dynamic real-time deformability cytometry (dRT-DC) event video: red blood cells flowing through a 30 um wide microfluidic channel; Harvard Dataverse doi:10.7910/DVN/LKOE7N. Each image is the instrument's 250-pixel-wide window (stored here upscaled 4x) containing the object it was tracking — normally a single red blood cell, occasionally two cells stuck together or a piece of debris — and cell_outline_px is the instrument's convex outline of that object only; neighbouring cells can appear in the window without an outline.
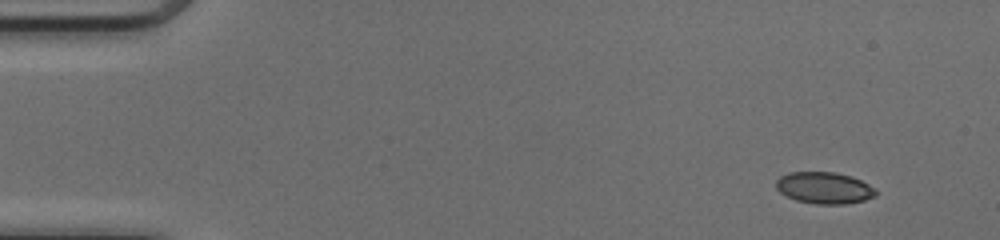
{"species": "common noctule bat (a hibernating species)", "species_latin": "Nyctalus noctula", "temperature_condition": "cold", "stored_images_in_passage": 50, "camera_frame_rate_fps": 3000, "um_per_image_px": 0.085, "animal": {"sex": "female", "body_mass_g": 17.0, "forearm_length_mm": 48.0}, "frame": {"image": 1, "passage_image": 4, "time_ms": 1.0, "image_size_px": [1000, 240], "cell_outline_px": [[876, 196], [864, 200], [844, 204], [816, 204], [796, 200], [780, 192], [776, 188], [776, 180], [780, 176], [788, 172], [836, 172], [852, 176], [876, 188]], "centroid_in_image_um": [70.07, 15.96], "position_along_channel_um": 14.9, "area_um2": 18.44}}
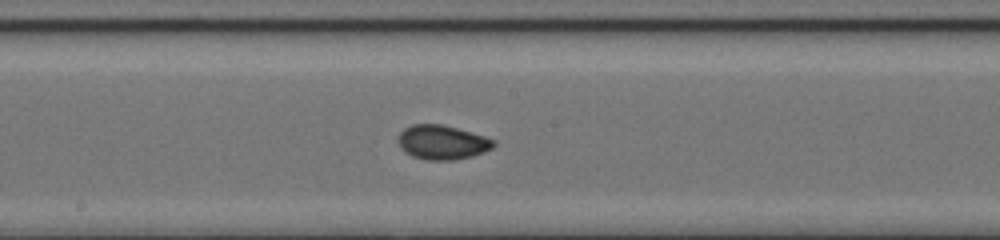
{"frame": {"image": 2, "passage_image": 27, "time_ms": 8.667, "image_size_px": [1000, 240], "cell_outline_px": [[496, 144], [492, 148], [484, 152], [472, 156], [452, 160], [428, 160], [412, 156], [404, 152], [400, 148], [396, 140], [400, 132], [404, 128], [412, 124], [440, 124], [456, 128], [484, 136], [496, 140]], "centroid_in_image_um": [37.56, 12.1], "position_along_channel_um": 210.6, "area_um2": 19.19}}
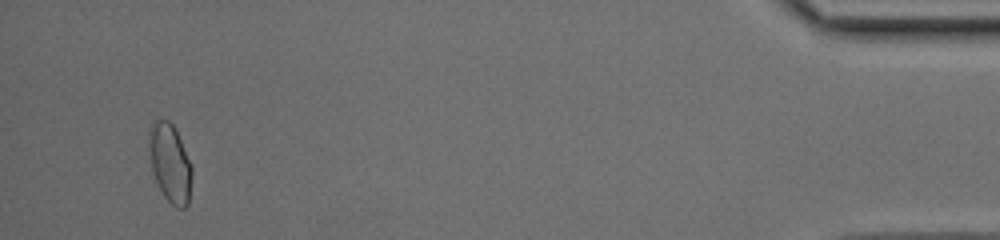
{"frame": {"image": 3, "passage_image": 48, "time_ms": 15.667, "image_size_px": [1000, 240], "cell_outline_px": [[192, 176], [188, 204], [184, 208], [176, 208], [164, 196], [152, 172], [148, 144], [148, 128], [152, 120], [168, 120], [172, 124], [180, 140], [192, 168]], "centroid_in_image_um": [14.42, 13.85], "position_along_channel_um": 420.8, "area_um2": 19.54}, "authors_computed_cell_mechanics": {"area_um2": 18.496, "velocity_mm_per_s": 4.136, "shape_relaxation_time_tau1_ms": 3.4046, "shape_relaxation_time_tau2_ms": 1.187, "deformation_change_tau1": 0.1057, "deformation_change_tau2": 0.0322}}